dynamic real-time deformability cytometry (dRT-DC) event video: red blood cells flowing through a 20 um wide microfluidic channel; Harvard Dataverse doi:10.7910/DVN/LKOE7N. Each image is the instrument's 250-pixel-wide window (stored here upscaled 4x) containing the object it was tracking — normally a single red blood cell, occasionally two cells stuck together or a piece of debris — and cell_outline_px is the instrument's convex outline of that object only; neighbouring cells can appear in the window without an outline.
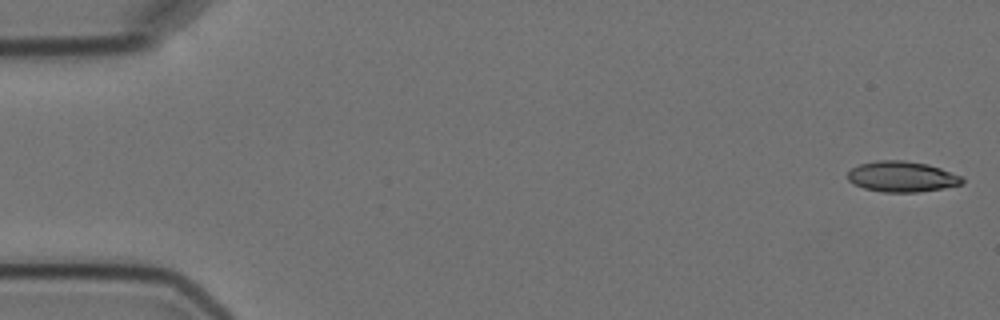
{"species": "Egyptian fruit bat (a non-hibernating species)", "species_latin": "Rousettus aegyptiacus", "temperature_condition": "cold", "stored_images_in_passage": 5, "camera_frame_rate_fps": 3000, "um_per_image_px": 0.085, "animal": {"sex": "female"}, "frame": {"image": 1, "passage_image": 1, "time_ms": 0.0, "image_size_px": [1000, 320], "cell_outline_px": [[964, 184], [944, 188], [916, 192], [884, 192], [864, 188], [848, 180], [848, 172], [852, 168], [860, 164], [876, 160], [904, 160], [928, 164], [940, 168], [960, 176], [964, 180]], "centroid_in_image_um": [76.67, 15.01], "position_along_channel_um": 8.3, "area_um2": 20.35}}
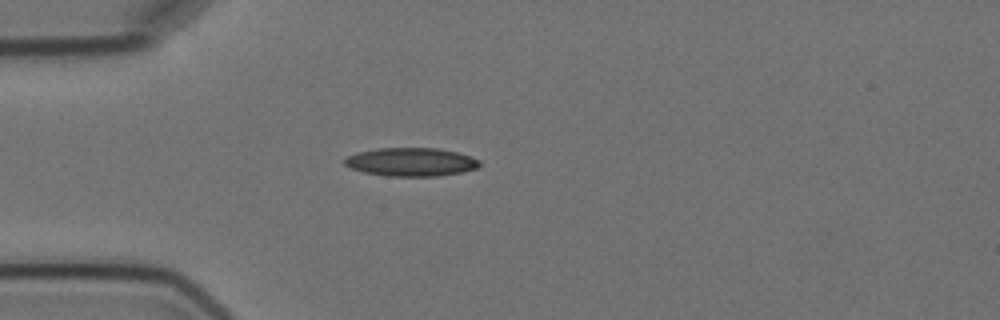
{"frame": {"image": 2, "passage_image": 5, "time_ms": 4.667, "image_size_px": [1000, 320], "cell_outline_px": [[480, 164], [476, 168], [464, 172], [440, 176], [384, 176], [364, 172], [352, 168], [344, 164], [344, 160], [348, 156], [360, 152], [376, 148], [436, 148], [456, 152], [472, 156], [480, 160]], "centroid_in_image_um": [34.98, 13.77], "position_along_channel_um": 50.0, "area_um2": 22.37}}